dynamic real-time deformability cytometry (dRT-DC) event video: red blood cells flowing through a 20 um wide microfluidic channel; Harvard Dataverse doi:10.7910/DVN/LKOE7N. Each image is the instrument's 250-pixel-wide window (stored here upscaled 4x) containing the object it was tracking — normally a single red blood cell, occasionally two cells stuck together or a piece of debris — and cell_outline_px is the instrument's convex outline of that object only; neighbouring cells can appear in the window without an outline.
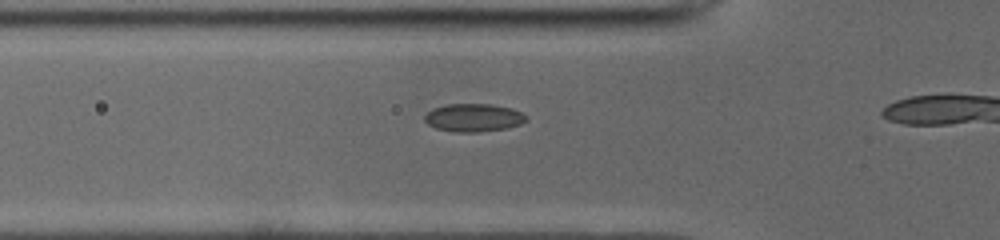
{"species": "common noctule bat (a hibernating species)", "species_latin": "Nyctalus noctula", "temperature_condition": "cold", "stored_images_in_passage": 13, "camera_frame_rate_fps": 3000, "um_per_image_px": 0.085, "animal": {"sex": "male", "body_mass_g": 19.0, "forearm_length_mm": 50.8}, "frame": {"image": 1, "passage_image": 8, "time_ms": 2.333, "image_size_px": [1000, 240], "cell_outline_px": [[528, 120], [520, 124], [508, 128], [480, 132], [456, 132], [436, 128], [428, 124], [424, 120], [424, 116], [432, 108], [448, 104], [492, 104], [512, 108], [528, 116]], "centroid_in_image_um": [40.27, 10.0], "position_along_channel_um": 85.5, "area_um2": 16.7}}
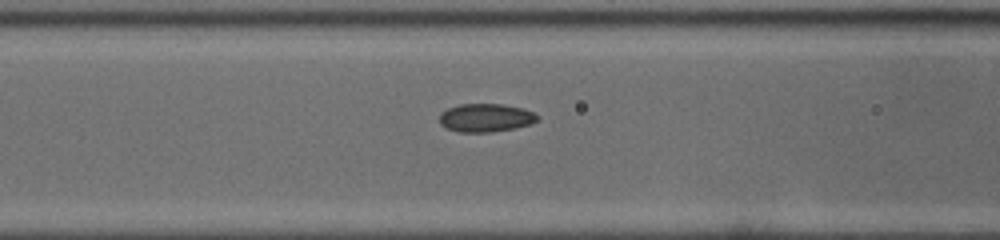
{"frame": {"image": 2, "passage_image": 11, "time_ms": 3.333, "image_size_px": [1000, 240], "cell_outline_px": [[540, 116], [536, 120], [528, 124], [516, 128], [488, 132], [460, 132], [448, 128], [440, 124], [440, 112], [448, 108], [460, 104], [500, 104], [524, 108]], "centroid_in_image_um": [41.27, 10.0], "position_along_channel_um": 125.3, "area_um2": 16.01}}